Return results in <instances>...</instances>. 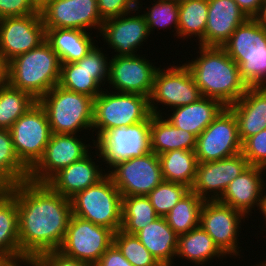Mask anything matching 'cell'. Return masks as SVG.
<instances>
[{
  "label": "cell",
  "mask_w": 266,
  "mask_h": 266,
  "mask_svg": "<svg viewBox=\"0 0 266 266\" xmlns=\"http://www.w3.org/2000/svg\"><path fill=\"white\" fill-rule=\"evenodd\" d=\"M16 198L21 253L35 257L61 246L72 214L71 201L46 183L23 181L6 187Z\"/></svg>",
  "instance_id": "cell-1"
},
{
  "label": "cell",
  "mask_w": 266,
  "mask_h": 266,
  "mask_svg": "<svg viewBox=\"0 0 266 266\" xmlns=\"http://www.w3.org/2000/svg\"><path fill=\"white\" fill-rule=\"evenodd\" d=\"M198 48V57L184 64L190 70L203 97L218 100L225 107H229L248 88L240 77L238 65L222 47L199 45Z\"/></svg>",
  "instance_id": "cell-2"
},
{
  "label": "cell",
  "mask_w": 266,
  "mask_h": 266,
  "mask_svg": "<svg viewBox=\"0 0 266 266\" xmlns=\"http://www.w3.org/2000/svg\"><path fill=\"white\" fill-rule=\"evenodd\" d=\"M61 61L45 40L8 62V83L37 101L59 83Z\"/></svg>",
  "instance_id": "cell-3"
},
{
  "label": "cell",
  "mask_w": 266,
  "mask_h": 266,
  "mask_svg": "<svg viewBox=\"0 0 266 266\" xmlns=\"http://www.w3.org/2000/svg\"><path fill=\"white\" fill-rule=\"evenodd\" d=\"M248 87L266 86V28L248 18L222 46Z\"/></svg>",
  "instance_id": "cell-4"
},
{
  "label": "cell",
  "mask_w": 266,
  "mask_h": 266,
  "mask_svg": "<svg viewBox=\"0 0 266 266\" xmlns=\"http://www.w3.org/2000/svg\"><path fill=\"white\" fill-rule=\"evenodd\" d=\"M38 102L45 110L52 133L77 134L93 130L94 98L57 84Z\"/></svg>",
  "instance_id": "cell-5"
},
{
  "label": "cell",
  "mask_w": 266,
  "mask_h": 266,
  "mask_svg": "<svg viewBox=\"0 0 266 266\" xmlns=\"http://www.w3.org/2000/svg\"><path fill=\"white\" fill-rule=\"evenodd\" d=\"M151 116L149 98L136 93H119L105 88L94 99L93 130L96 140L115 127H127Z\"/></svg>",
  "instance_id": "cell-6"
},
{
  "label": "cell",
  "mask_w": 266,
  "mask_h": 266,
  "mask_svg": "<svg viewBox=\"0 0 266 266\" xmlns=\"http://www.w3.org/2000/svg\"><path fill=\"white\" fill-rule=\"evenodd\" d=\"M122 195L106 175L97 184L76 193L72 198V214L114 233L122 226Z\"/></svg>",
  "instance_id": "cell-7"
},
{
  "label": "cell",
  "mask_w": 266,
  "mask_h": 266,
  "mask_svg": "<svg viewBox=\"0 0 266 266\" xmlns=\"http://www.w3.org/2000/svg\"><path fill=\"white\" fill-rule=\"evenodd\" d=\"M150 125L151 116L127 127L106 130L97 140L92 134V145L99 151L102 163L107 164V172L120 162L152 152Z\"/></svg>",
  "instance_id": "cell-8"
},
{
  "label": "cell",
  "mask_w": 266,
  "mask_h": 266,
  "mask_svg": "<svg viewBox=\"0 0 266 266\" xmlns=\"http://www.w3.org/2000/svg\"><path fill=\"white\" fill-rule=\"evenodd\" d=\"M169 66L167 69L159 67L155 73L153 90L149 98L151 114H165L161 112L165 108L158 109L160 104L174 109L196 102L202 97L190 70L184 63Z\"/></svg>",
  "instance_id": "cell-9"
},
{
  "label": "cell",
  "mask_w": 266,
  "mask_h": 266,
  "mask_svg": "<svg viewBox=\"0 0 266 266\" xmlns=\"http://www.w3.org/2000/svg\"><path fill=\"white\" fill-rule=\"evenodd\" d=\"M19 160L31 170L43 157L52 135L45 110L37 101L9 130Z\"/></svg>",
  "instance_id": "cell-10"
},
{
  "label": "cell",
  "mask_w": 266,
  "mask_h": 266,
  "mask_svg": "<svg viewBox=\"0 0 266 266\" xmlns=\"http://www.w3.org/2000/svg\"><path fill=\"white\" fill-rule=\"evenodd\" d=\"M113 237L111 229L72 215L58 250L68 257L94 266L113 244Z\"/></svg>",
  "instance_id": "cell-11"
},
{
  "label": "cell",
  "mask_w": 266,
  "mask_h": 266,
  "mask_svg": "<svg viewBox=\"0 0 266 266\" xmlns=\"http://www.w3.org/2000/svg\"><path fill=\"white\" fill-rule=\"evenodd\" d=\"M107 56L102 47L95 44L81 60L61 63L58 85L95 99L105 83L107 86L110 61Z\"/></svg>",
  "instance_id": "cell-12"
},
{
  "label": "cell",
  "mask_w": 266,
  "mask_h": 266,
  "mask_svg": "<svg viewBox=\"0 0 266 266\" xmlns=\"http://www.w3.org/2000/svg\"><path fill=\"white\" fill-rule=\"evenodd\" d=\"M245 218L248 217L241 211L218 200H205L200 213V226L226 256L235 259L242 252V247L238 246V236Z\"/></svg>",
  "instance_id": "cell-13"
},
{
  "label": "cell",
  "mask_w": 266,
  "mask_h": 266,
  "mask_svg": "<svg viewBox=\"0 0 266 266\" xmlns=\"http://www.w3.org/2000/svg\"><path fill=\"white\" fill-rule=\"evenodd\" d=\"M242 152V142L233 111L225 107L197 137L198 163L221 160Z\"/></svg>",
  "instance_id": "cell-14"
},
{
  "label": "cell",
  "mask_w": 266,
  "mask_h": 266,
  "mask_svg": "<svg viewBox=\"0 0 266 266\" xmlns=\"http://www.w3.org/2000/svg\"><path fill=\"white\" fill-rule=\"evenodd\" d=\"M107 175L122 197L147 196L164 181L158 155L154 152L120 162Z\"/></svg>",
  "instance_id": "cell-15"
},
{
  "label": "cell",
  "mask_w": 266,
  "mask_h": 266,
  "mask_svg": "<svg viewBox=\"0 0 266 266\" xmlns=\"http://www.w3.org/2000/svg\"><path fill=\"white\" fill-rule=\"evenodd\" d=\"M80 136L52 133L43 157L30 170L28 180L46 183L59 170L86 156L94 146L83 142L84 136Z\"/></svg>",
  "instance_id": "cell-16"
},
{
  "label": "cell",
  "mask_w": 266,
  "mask_h": 266,
  "mask_svg": "<svg viewBox=\"0 0 266 266\" xmlns=\"http://www.w3.org/2000/svg\"><path fill=\"white\" fill-rule=\"evenodd\" d=\"M140 2L137 0L136 10L105 20L100 35L95 36L97 38L102 36L107 47L114 49L116 54L112 56L138 55L137 51L138 49L140 51L143 41L146 42L145 40L150 36L148 24L140 12L141 9L143 10Z\"/></svg>",
  "instance_id": "cell-17"
},
{
  "label": "cell",
  "mask_w": 266,
  "mask_h": 266,
  "mask_svg": "<svg viewBox=\"0 0 266 266\" xmlns=\"http://www.w3.org/2000/svg\"><path fill=\"white\" fill-rule=\"evenodd\" d=\"M39 11L45 28L95 29L100 34L104 22L97 0H50Z\"/></svg>",
  "instance_id": "cell-18"
},
{
  "label": "cell",
  "mask_w": 266,
  "mask_h": 266,
  "mask_svg": "<svg viewBox=\"0 0 266 266\" xmlns=\"http://www.w3.org/2000/svg\"><path fill=\"white\" fill-rule=\"evenodd\" d=\"M159 67L145 56H112L107 83L115 92L136 93L150 98L154 76Z\"/></svg>",
  "instance_id": "cell-19"
},
{
  "label": "cell",
  "mask_w": 266,
  "mask_h": 266,
  "mask_svg": "<svg viewBox=\"0 0 266 266\" xmlns=\"http://www.w3.org/2000/svg\"><path fill=\"white\" fill-rule=\"evenodd\" d=\"M46 40L41 14L0 19V53L9 62Z\"/></svg>",
  "instance_id": "cell-20"
},
{
  "label": "cell",
  "mask_w": 266,
  "mask_h": 266,
  "mask_svg": "<svg viewBox=\"0 0 266 266\" xmlns=\"http://www.w3.org/2000/svg\"><path fill=\"white\" fill-rule=\"evenodd\" d=\"M249 166L242 152L221 160L198 163L191 191L205 200H218L227 186Z\"/></svg>",
  "instance_id": "cell-21"
},
{
  "label": "cell",
  "mask_w": 266,
  "mask_h": 266,
  "mask_svg": "<svg viewBox=\"0 0 266 266\" xmlns=\"http://www.w3.org/2000/svg\"><path fill=\"white\" fill-rule=\"evenodd\" d=\"M97 155L94 159L93 152H89L80 160L72 163L71 165L59 170L54 174L46 184L56 193L63 197L72 198L76 193L85 190L86 188L97 184L106 175V168L103 169L101 163V156L96 147H94ZM92 153V155H91ZM97 161L95 162L94 160ZM98 164V165H97ZM104 171V172H103Z\"/></svg>",
  "instance_id": "cell-22"
},
{
  "label": "cell",
  "mask_w": 266,
  "mask_h": 266,
  "mask_svg": "<svg viewBox=\"0 0 266 266\" xmlns=\"http://www.w3.org/2000/svg\"><path fill=\"white\" fill-rule=\"evenodd\" d=\"M265 173V168L249 165L227 186L218 201L241 211L249 219V216H252V210L255 211L256 207L260 209L263 192L266 189L263 178Z\"/></svg>",
  "instance_id": "cell-23"
},
{
  "label": "cell",
  "mask_w": 266,
  "mask_h": 266,
  "mask_svg": "<svg viewBox=\"0 0 266 266\" xmlns=\"http://www.w3.org/2000/svg\"><path fill=\"white\" fill-rule=\"evenodd\" d=\"M248 17L234 0H208L206 47H222Z\"/></svg>",
  "instance_id": "cell-24"
},
{
  "label": "cell",
  "mask_w": 266,
  "mask_h": 266,
  "mask_svg": "<svg viewBox=\"0 0 266 266\" xmlns=\"http://www.w3.org/2000/svg\"><path fill=\"white\" fill-rule=\"evenodd\" d=\"M0 258L12 265L30 262L20 251L16 198L6 187H0Z\"/></svg>",
  "instance_id": "cell-25"
},
{
  "label": "cell",
  "mask_w": 266,
  "mask_h": 266,
  "mask_svg": "<svg viewBox=\"0 0 266 266\" xmlns=\"http://www.w3.org/2000/svg\"><path fill=\"white\" fill-rule=\"evenodd\" d=\"M229 108L233 111L241 142L266 129V86L248 87Z\"/></svg>",
  "instance_id": "cell-26"
},
{
  "label": "cell",
  "mask_w": 266,
  "mask_h": 266,
  "mask_svg": "<svg viewBox=\"0 0 266 266\" xmlns=\"http://www.w3.org/2000/svg\"><path fill=\"white\" fill-rule=\"evenodd\" d=\"M224 108L220 101L202 96L196 102L168 110L173 113L164 116L175 127L198 137Z\"/></svg>",
  "instance_id": "cell-27"
},
{
  "label": "cell",
  "mask_w": 266,
  "mask_h": 266,
  "mask_svg": "<svg viewBox=\"0 0 266 266\" xmlns=\"http://www.w3.org/2000/svg\"><path fill=\"white\" fill-rule=\"evenodd\" d=\"M161 266H174L178 235L164 217H158L136 234Z\"/></svg>",
  "instance_id": "cell-28"
},
{
  "label": "cell",
  "mask_w": 266,
  "mask_h": 266,
  "mask_svg": "<svg viewBox=\"0 0 266 266\" xmlns=\"http://www.w3.org/2000/svg\"><path fill=\"white\" fill-rule=\"evenodd\" d=\"M46 41L57 53L61 63L81 60L95 45L89 31L68 28H45Z\"/></svg>",
  "instance_id": "cell-29"
},
{
  "label": "cell",
  "mask_w": 266,
  "mask_h": 266,
  "mask_svg": "<svg viewBox=\"0 0 266 266\" xmlns=\"http://www.w3.org/2000/svg\"><path fill=\"white\" fill-rule=\"evenodd\" d=\"M151 151L156 155L171 150L195 151L197 137L175 127L163 115L151 114Z\"/></svg>",
  "instance_id": "cell-30"
},
{
  "label": "cell",
  "mask_w": 266,
  "mask_h": 266,
  "mask_svg": "<svg viewBox=\"0 0 266 266\" xmlns=\"http://www.w3.org/2000/svg\"><path fill=\"white\" fill-rule=\"evenodd\" d=\"M175 257L183 260L185 258L192 264L194 263L195 266H203L213 262L214 258L226 259L228 256L218 248L208 233L201 226H198L188 233L178 236Z\"/></svg>",
  "instance_id": "cell-31"
},
{
  "label": "cell",
  "mask_w": 266,
  "mask_h": 266,
  "mask_svg": "<svg viewBox=\"0 0 266 266\" xmlns=\"http://www.w3.org/2000/svg\"><path fill=\"white\" fill-rule=\"evenodd\" d=\"M164 181L183 184L191 189L198 160L195 151L171 150L158 155Z\"/></svg>",
  "instance_id": "cell-32"
},
{
  "label": "cell",
  "mask_w": 266,
  "mask_h": 266,
  "mask_svg": "<svg viewBox=\"0 0 266 266\" xmlns=\"http://www.w3.org/2000/svg\"><path fill=\"white\" fill-rule=\"evenodd\" d=\"M208 0H179V24L177 38H197L200 46H205ZM194 35V36H193Z\"/></svg>",
  "instance_id": "cell-33"
},
{
  "label": "cell",
  "mask_w": 266,
  "mask_h": 266,
  "mask_svg": "<svg viewBox=\"0 0 266 266\" xmlns=\"http://www.w3.org/2000/svg\"><path fill=\"white\" fill-rule=\"evenodd\" d=\"M29 173L15 152L10 131L0 129V187L27 181Z\"/></svg>",
  "instance_id": "cell-34"
},
{
  "label": "cell",
  "mask_w": 266,
  "mask_h": 266,
  "mask_svg": "<svg viewBox=\"0 0 266 266\" xmlns=\"http://www.w3.org/2000/svg\"><path fill=\"white\" fill-rule=\"evenodd\" d=\"M204 200L190 191L164 216L168 225L180 236L200 226Z\"/></svg>",
  "instance_id": "cell-35"
},
{
  "label": "cell",
  "mask_w": 266,
  "mask_h": 266,
  "mask_svg": "<svg viewBox=\"0 0 266 266\" xmlns=\"http://www.w3.org/2000/svg\"><path fill=\"white\" fill-rule=\"evenodd\" d=\"M158 217L148 196H124L122 198L120 230L124 233L135 235Z\"/></svg>",
  "instance_id": "cell-36"
},
{
  "label": "cell",
  "mask_w": 266,
  "mask_h": 266,
  "mask_svg": "<svg viewBox=\"0 0 266 266\" xmlns=\"http://www.w3.org/2000/svg\"><path fill=\"white\" fill-rule=\"evenodd\" d=\"M37 102L29 93L12 87H0V129L10 130L12 125Z\"/></svg>",
  "instance_id": "cell-37"
},
{
  "label": "cell",
  "mask_w": 266,
  "mask_h": 266,
  "mask_svg": "<svg viewBox=\"0 0 266 266\" xmlns=\"http://www.w3.org/2000/svg\"><path fill=\"white\" fill-rule=\"evenodd\" d=\"M152 6L146 7L148 10L143 14L148 24V30L150 34L154 33V30L160 28L164 30L174 28V36L177 37L178 24H179V0H153ZM172 26V27H171ZM154 29V30H153ZM153 31V33H151Z\"/></svg>",
  "instance_id": "cell-38"
},
{
  "label": "cell",
  "mask_w": 266,
  "mask_h": 266,
  "mask_svg": "<svg viewBox=\"0 0 266 266\" xmlns=\"http://www.w3.org/2000/svg\"><path fill=\"white\" fill-rule=\"evenodd\" d=\"M113 244L133 266H161L136 235L118 230L114 233Z\"/></svg>",
  "instance_id": "cell-39"
},
{
  "label": "cell",
  "mask_w": 266,
  "mask_h": 266,
  "mask_svg": "<svg viewBox=\"0 0 266 266\" xmlns=\"http://www.w3.org/2000/svg\"><path fill=\"white\" fill-rule=\"evenodd\" d=\"M190 191L191 189L183 184L163 181L147 196L156 214L164 217Z\"/></svg>",
  "instance_id": "cell-40"
},
{
  "label": "cell",
  "mask_w": 266,
  "mask_h": 266,
  "mask_svg": "<svg viewBox=\"0 0 266 266\" xmlns=\"http://www.w3.org/2000/svg\"><path fill=\"white\" fill-rule=\"evenodd\" d=\"M242 154L249 165L266 169V129L250 136L242 143Z\"/></svg>",
  "instance_id": "cell-41"
},
{
  "label": "cell",
  "mask_w": 266,
  "mask_h": 266,
  "mask_svg": "<svg viewBox=\"0 0 266 266\" xmlns=\"http://www.w3.org/2000/svg\"><path fill=\"white\" fill-rule=\"evenodd\" d=\"M97 7L105 21L136 10L137 0H97Z\"/></svg>",
  "instance_id": "cell-42"
},
{
  "label": "cell",
  "mask_w": 266,
  "mask_h": 266,
  "mask_svg": "<svg viewBox=\"0 0 266 266\" xmlns=\"http://www.w3.org/2000/svg\"><path fill=\"white\" fill-rule=\"evenodd\" d=\"M40 14L30 0H0V19Z\"/></svg>",
  "instance_id": "cell-43"
},
{
  "label": "cell",
  "mask_w": 266,
  "mask_h": 266,
  "mask_svg": "<svg viewBox=\"0 0 266 266\" xmlns=\"http://www.w3.org/2000/svg\"><path fill=\"white\" fill-rule=\"evenodd\" d=\"M31 263L34 266H93L64 255L59 250H51L35 257Z\"/></svg>",
  "instance_id": "cell-44"
},
{
  "label": "cell",
  "mask_w": 266,
  "mask_h": 266,
  "mask_svg": "<svg viewBox=\"0 0 266 266\" xmlns=\"http://www.w3.org/2000/svg\"><path fill=\"white\" fill-rule=\"evenodd\" d=\"M94 266H133L112 244Z\"/></svg>",
  "instance_id": "cell-45"
},
{
  "label": "cell",
  "mask_w": 266,
  "mask_h": 266,
  "mask_svg": "<svg viewBox=\"0 0 266 266\" xmlns=\"http://www.w3.org/2000/svg\"><path fill=\"white\" fill-rule=\"evenodd\" d=\"M248 18H254L260 9L262 0H234Z\"/></svg>",
  "instance_id": "cell-46"
},
{
  "label": "cell",
  "mask_w": 266,
  "mask_h": 266,
  "mask_svg": "<svg viewBox=\"0 0 266 266\" xmlns=\"http://www.w3.org/2000/svg\"><path fill=\"white\" fill-rule=\"evenodd\" d=\"M8 84V61L0 53V87Z\"/></svg>",
  "instance_id": "cell-47"
},
{
  "label": "cell",
  "mask_w": 266,
  "mask_h": 266,
  "mask_svg": "<svg viewBox=\"0 0 266 266\" xmlns=\"http://www.w3.org/2000/svg\"><path fill=\"white\" fill-rule=\"evenodd\" d=\"M254 19L266 28V0H262L258 13L254 16Z\"/></svg>",
  "instance_id": "cell-48"
},
{
  "label": "cell",
  "mask_w": 266,
  "mask_h": 266,
  "mask_svg": "<svg viewBox=\"0 0 266 266\" xmlns=\"http://www.w3.org/2000/svg\"><path fill=\"white\" fill-rule=\"evenodd\" d=\"M266 192V191H265ZM264 192V196L261 201V206H260V214L263 215V220L265 219V226H266V193Z\"/></svg>",
  "instance_id": "cell-49"
},
{
  "label": "cell",
  "mask_w": 266,
  "mask_h": 266,
  "mask_svg": "<svg viewBox=\"0 0 266 266\" xmlns=\"http://www.w3.org/2000/svg\"><path fill=\"white\" fill-rule=\"evenodd\" d=\"M30 1L38 10H41L50 0H30Z\"/></svg>",
  "instance_id": "cell-50"
},
{
  "label": "cell",
  "mask_w": 266,
  "mask_h": 266,
  "mask_svg": "<svg viewBox=\"0 0 266 266\" xmlns=\"http://www.w3.org/2000/svg\"><path fill=\"white\" fill-rule=\"evenodd\" d=\"M12 264H10L7 260L0 258V266H11Z\"/></svg>",
  "instance_id": "cell-51"
},
{
  "label": "cell",
  "mask_w": 266,
  "mask_h": 266,
  "mask_svg": "<svg viewBox=\"0 0 266 266\" xmlns=\"http://www.w3.org/2000/svg\"><path fill=\"white\" fill-rule=\"evenodd\" d=\"M26 265H27V266H28V265H29V266H34L31 262L26 263L25 266H26ZM11 266H22V265L19 264V265H11Z\"/></svg>",
  "instance_id": "cell-52"
},
{
  "label": "cell",
  "mask_w": 266,
  "mask_h": 266,
  "mask_svg": "<svg viewBox=\"0 0 266 266\" xmlns=\"http://www.w3.org/2000/svg\"><path fill=\"white\" fill-rule=\"evenodd\" d=\"M259 263V264H258ZM257 264H255V265H253V266H266V264L265 263H260V262H258Z\"/></svg>",
  "instance_id": "cell-53"
}]
</instances>
